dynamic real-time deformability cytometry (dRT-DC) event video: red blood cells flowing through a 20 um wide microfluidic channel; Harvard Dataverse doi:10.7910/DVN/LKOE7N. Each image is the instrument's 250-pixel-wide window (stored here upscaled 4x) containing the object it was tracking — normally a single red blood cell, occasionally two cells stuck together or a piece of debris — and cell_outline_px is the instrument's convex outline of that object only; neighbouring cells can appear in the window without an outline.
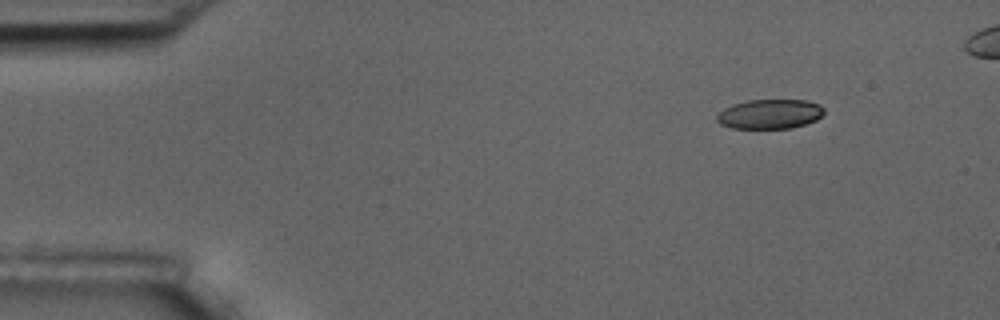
{"species": "common noctule bat (a hibernating species)", "species_latin": "Nyctalus noctula", "temperature_condition": "room temperature", "stored_images_in_passage": 5, "camera_frame_rate_fps": 3000, "um_per_image_px": 0.085, "animal": {"sex": "male", "body_mass_g": 17.5, "forearm_length_mm": 52.3}, "frame": {"image": 1, "passage_image": 1, "time_ms": 0.0, "image_size_px": [1000, 320], "cell_outline_px": [[824, 116], [816, 120], [792, 128], [732, 128], [720, 124], [716, 120], [716, 116], [724, 108], [732, 104], [748, 100], [804, 100], [820, 104], [824, 108]], "centroid_in_image_um": [65.45, 9.69], "position_along_channel_um": 19.6, "area_um2": 18.55}}